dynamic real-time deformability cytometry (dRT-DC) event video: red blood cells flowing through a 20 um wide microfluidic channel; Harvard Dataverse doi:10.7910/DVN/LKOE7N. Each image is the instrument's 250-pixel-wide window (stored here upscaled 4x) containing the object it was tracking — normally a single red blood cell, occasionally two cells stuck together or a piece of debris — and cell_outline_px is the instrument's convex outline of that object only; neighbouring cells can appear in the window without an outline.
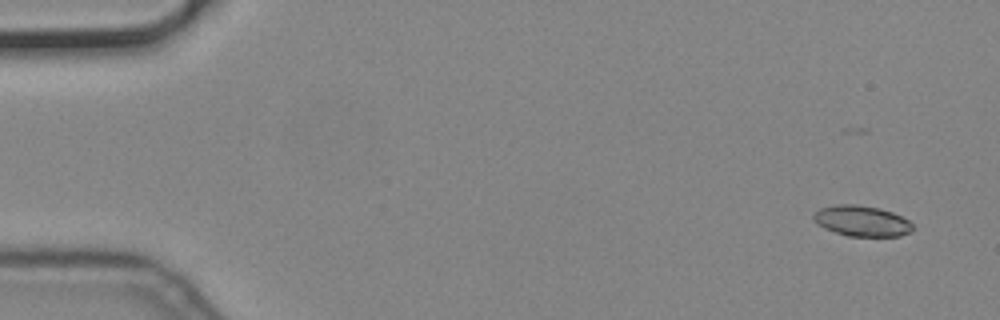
{"species": "common noctule bat (a hibernating species)", "species_latin": "Nyctalus noctula", "temperature_condition": "cold", "stored_images_in_passage": 5, "camera_frame_rate_fps": 3000, "um_per_image_px": 0.085, "animal": {"sex": "male", "body_mass_g": 19.2, "forearm_length_mm": 51.8}, "frame": {"image": 1, "passage_image": 1, "time_ms": 0.0, "image_size_px": [1000, 320], "cell_outline_px": [[912, 232], [900, 236], [848, 236], [824, 228], [816, 224], [812, 220], [812, 216], [820, 208], [836, 204], [856, 204], [880, 208], [892, 212], [908, 220], [912, 224]], "centroid_in_image_um": [73.23, 18.78], "position_along_channel_um": 11.8, "area_um2": 17.8}}
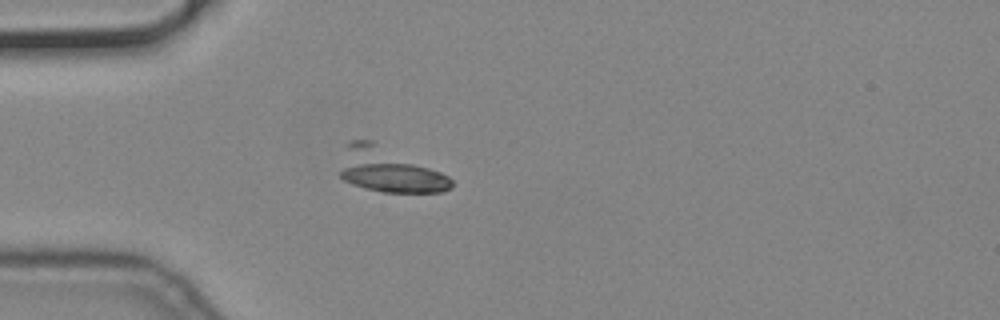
{"frame": {"image": 2, "passage_image": 5, "time_ms": 1.333, "image_size_px": [1000, 320], "cell_outline_px": [[452, 188], [444, 192], [384, 192], [364, 188], [352, 184], [344, 180], [340, 176], [340, 172], [344, 168], [352, 164], [368, 160], [372, 160], [412, 164], [428, 168], [440, 172], [448, 176], [452, 180]], "centroid_in_image_um": [33.63, 15.07], "position_along_channel_um": 51.4, "area_um2": 19.65}}